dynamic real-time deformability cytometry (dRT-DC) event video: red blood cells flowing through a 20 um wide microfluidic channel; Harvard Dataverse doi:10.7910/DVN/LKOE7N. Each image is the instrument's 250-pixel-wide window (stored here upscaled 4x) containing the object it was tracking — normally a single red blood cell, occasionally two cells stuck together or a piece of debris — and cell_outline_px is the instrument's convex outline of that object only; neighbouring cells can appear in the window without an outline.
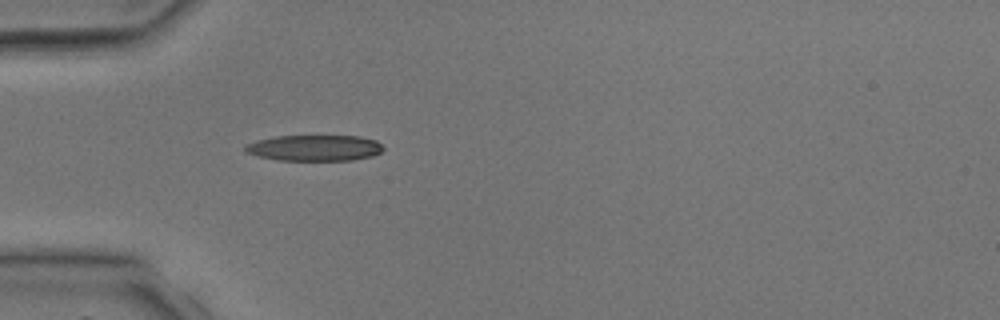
{"species": "common noctule bat (a hibernating species)", "species_latin": "Nyctalus noctula", "temperature_condition": "room temperature", "stored_images_in_passage": 3, "camera_frame_rate_fps": 3000, "um_per_image_px": 0.085, "animal": {"sex": "male", "body_mass_g": 17.9, "forearm_length_mm": 54.2}, "frame": {"image": 1, "passage_image": 3, "time_ms": 2.667, "image_size_px": [1000, 320], "cell_outline_px": [[384, 148], [380, 152], [372, 156], [352, 160], [276, 160], [256, 156], [244, 152], [244, 148], [248, 144], [256, 140], [276, 136], [360, 136], [376, 140]], "centroid_in_image_um": [26.71, 12.57], "position_along_channel_um": 58.3, "area_um2": 20.92}}